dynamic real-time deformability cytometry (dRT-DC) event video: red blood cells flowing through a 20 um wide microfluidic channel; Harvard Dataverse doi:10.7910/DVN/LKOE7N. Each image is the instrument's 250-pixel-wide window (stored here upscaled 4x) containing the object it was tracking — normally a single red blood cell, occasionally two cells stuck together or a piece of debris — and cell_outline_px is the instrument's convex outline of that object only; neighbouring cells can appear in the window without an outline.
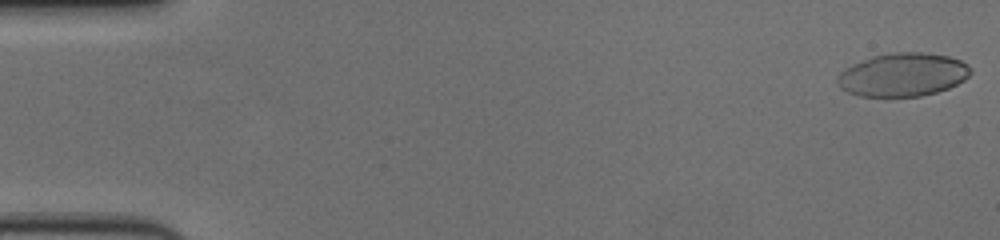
{"species": "human", "species_latin": "Homo sapiens", "temperature_condition": "cold", "stored_images_in_passage": 57, "camera_frame_rate_fps": 3000, "um_per_image_px": 0.085, "donor": {"sex": "female"}, "frame": {"image": 1, "passage_image": 1, "time_ms": 0.0, "image_size_px": [1000, 240], "cell_outline_px": [[972, 72], [964, 80], [948, 88], [936, 92], [920, 96], [860, 96], [848, 92], [840, 88], [836, 84], [836, 76], [844, 68], [852, 64], [872, 56], [892, 52], [924, 52], [948, 56], [960, 60], [968, 64], [972, 68]], "centroid_in_image_um": [76.72, 6.34], "position_along_channel_um": 8.3, "area_um2": 33.87}}
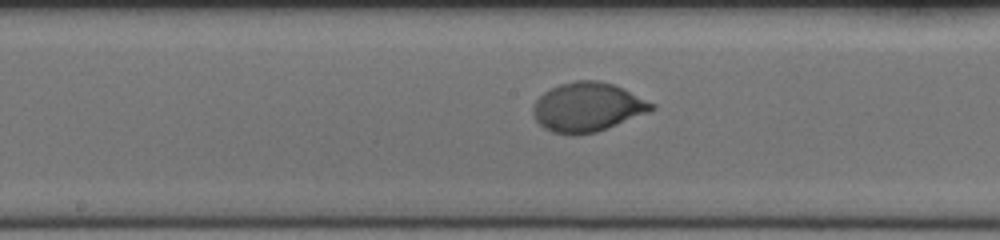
{"frame": {"image": 2, "passage_image": 30, "time_ms": 9.667, "image_size_px": [1000, 240], "cell_outline_px": [[656, 108], [648, 112], [608, 128], [596, 132], [576, 136], [572, 136], [552, 132], [544, 128], [536, 120], [532, 112], [532, 108], [536, 100], [544, 92], [560, 84], [576, 80], [600, 80], [624, 88], [656, 104]], "centroid_in_image_um": [49.94, 9.11], "position_along_channel_um": 198.3, "area_um2": 34.16}}
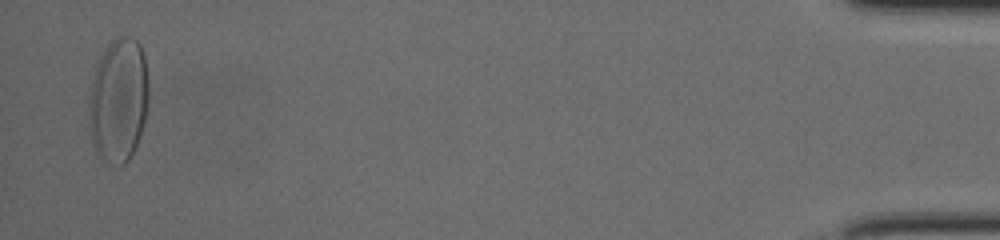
{"frame": {"image": 3, "passage_image": 56, "time_ms": 18.333, "image_size_px": [1000, 240], "cell_outline_px": [[148, 104], [144, 124], [140, 136], [128, 160], [124, 164], [112, 164], [104, 160], [96, 152], [92, 144], [88, 120], [88, 104], [92, 80], [96, 64], [100, 56], [108, 44], [116, 36], [128, 36], [136, 40], [140, 44], [144, 52], [148, 84]], "centroid_in_image_um": [10.06, 8.49], "position_along_channel_um": 425.1, "area_um2": 43.7}, "authors_computed_cell_mechanics": {"area_um2": 34.0442, "velocity_mm_per_s": 3.6334, "shape_relaxation_time_tau1_ms": 4.2734, "shape_relaxation_time_tau2_ms": null, "deformation_change_tau1": 0.2066, "deformation_change_tau2": null}}